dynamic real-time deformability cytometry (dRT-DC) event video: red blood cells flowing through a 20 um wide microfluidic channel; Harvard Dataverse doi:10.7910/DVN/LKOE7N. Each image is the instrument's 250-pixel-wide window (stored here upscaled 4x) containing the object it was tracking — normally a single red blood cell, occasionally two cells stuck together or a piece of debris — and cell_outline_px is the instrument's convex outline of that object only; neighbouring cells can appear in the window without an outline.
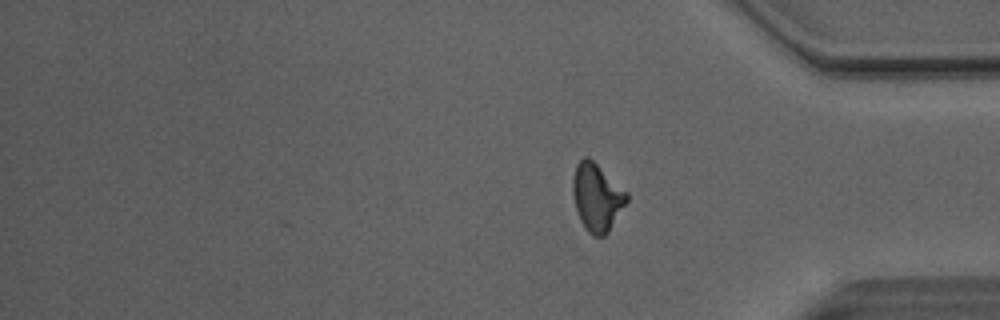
{"species": "Egyptian fruit bat (a non-hibernating species)", "species_latin": "Rousettus aegyptiacus", "temperature_condition": "room temperature", "stored_images_in_passage": 38, "camera_frame_rate_fps": 3000, "um_per_image_px": 0.085, "animal": {"sex": "male"}, "frame": {"image": 1, "passage_image": 38, "time_ms": 12.333, "image_size_px": [1000, 320], "cell_outline_px": [[628, 200], [608, 232], [604, 236], [592, 236], [584, 228], [580, 220], [576, 208], [572, 192], [572, 180], [576, 164], [584, 156], [588, 156], [628, 192]], "centroid_in_image_um": [50.73, 16.76], "position_along_channel_um": 384.5, "area_um2": 21.27}, "authors_computed_cell_mechanics": {"area_um2": 21.1259, "velocity_mm_per_s": 4.1213, "shape_relaxation_time_tau1_ms": 10.1676, "shape_relaxation_time_tau2_ms": 2.0828, "deformation_change_tau1": 0.2676, "deformation_change_tau2": 0.1082}}